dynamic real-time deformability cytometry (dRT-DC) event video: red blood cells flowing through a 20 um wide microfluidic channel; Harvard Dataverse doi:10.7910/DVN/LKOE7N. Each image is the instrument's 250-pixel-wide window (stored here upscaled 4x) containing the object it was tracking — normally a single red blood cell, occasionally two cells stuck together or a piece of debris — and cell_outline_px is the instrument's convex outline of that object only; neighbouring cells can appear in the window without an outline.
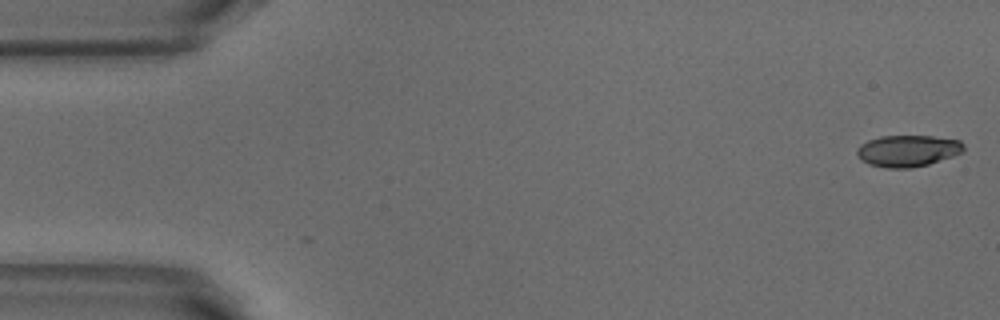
{"species": "common noctule bat (a hibernating species)", "species_latin": "Nyctalus noctula", "temperature_condition": "warm", "stored_images_in_passage": 51, "camera_frame_rate_fps": 3000, "um_per_image_px": 0.085, "animal": {"sex": "male", "body_mass_g": 18.8}, "frame": {"image": 1, "passage_image": 1, "time_ms": 0.0, "image_size_px": [1000, 320], "cell_outline_px": [[964, 152], [928, 164], [908, 168], [888, 168], [868, 164], [856, 152], [856, 148], [860, 144], [868, 140], [880, 136], [932, 136], [960, 140], [964, 144]], "centroid_in_image_um": [77.17, 12.81], "position_along_channel_um": 7.8, "area_um2": 19.54}}
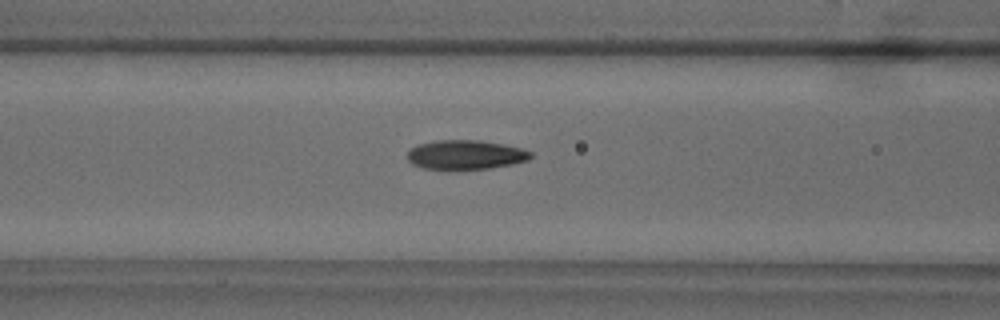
{"frame": {"image": 2, "passage_image": 20, "time_ms": 6.333, "image_size_px": [1000, 320], "cell_outline_px": [[532, 156], [528, 160], [512, 164], [488, 168], [424, 168], [412, 164], [404, 156], [408, 148], [416, 144], [436, 140], [480, 140], [504, 144], [520, 148], [532, 152]], "centroid_in_image_um": [39.51, 13.12], "position_along_channel_um": 127.1, "area_um2": 21.04}}
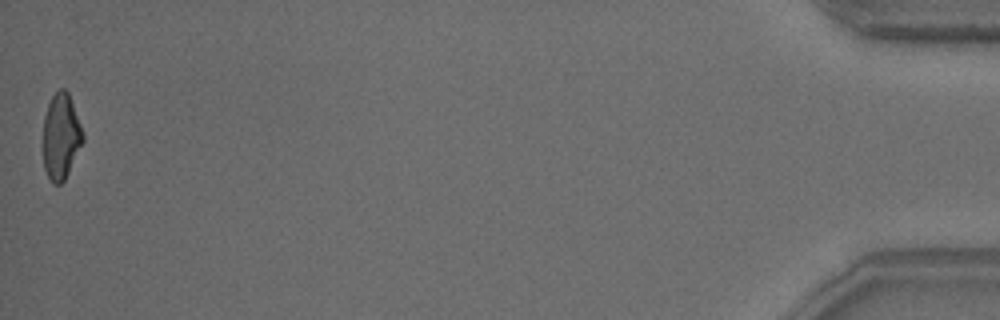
{"frame": {"image": 3, "passage_image": 51, "time_ms": 16.667, "image_size_px": [1000, 320], "cell_outline_px": [[84, 140], [64, 180], [60, 184], [52, 184], [44, 168], [44, 116], [48, 104], [52, 96], [60, 88], [64, 88], [68, 92], [80, 124], [84, 136]], "centroid_in_image_um": [5.18, 11.6], "position_along_channel_um": 430.0, "area_um2": 19.54}, "authors_computed_cell_mechanics": {"area_um2": 20.7502, "velocity_mm_per_s": 3.8904, "shape_relaxation_time_tau1_ms": 6.2445, "shape_relaxation_time_tau2_ms": 2.1131, "deformation_change_tau1": 0.1974, "deformation_change_tau2": 0.0942}}